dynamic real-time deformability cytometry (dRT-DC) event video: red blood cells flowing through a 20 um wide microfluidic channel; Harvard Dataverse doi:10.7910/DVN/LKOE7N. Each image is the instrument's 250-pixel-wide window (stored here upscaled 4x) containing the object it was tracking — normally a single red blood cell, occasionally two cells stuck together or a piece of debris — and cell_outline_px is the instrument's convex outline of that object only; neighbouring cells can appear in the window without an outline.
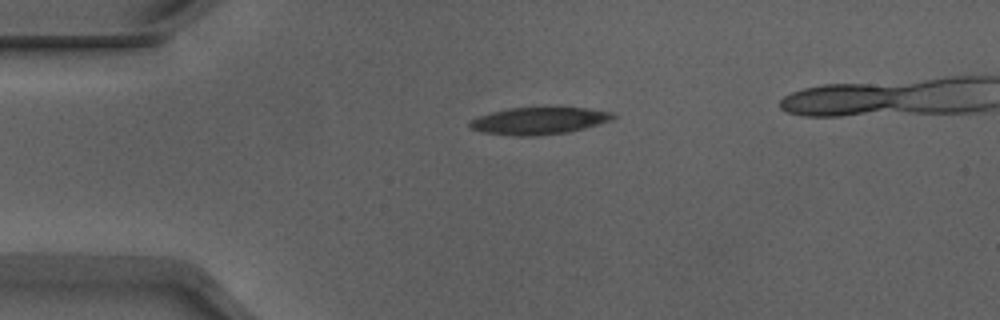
{"species": "Egyptian fruit bat (a non-hibernating species)", "species_latin": "Rousettus aegyptiacus", "temperature_condition": "warm", "stored_images_in_passage": 37, "camera_frame_rate_fps": 3000, "um_per_image_px": 0.085, "animal": {"sex": "male"}, "frame": {"image": 1, "passage_image": 1, "time_ms": 0.0, "image_size_px": [1000, 320], "cell_outline_px": [[616, 116], [612, 120], [584, 128], [568, 132], [536, 136], [516, 136], [484, 132], [468, 128], [468, 120], [476, 116], [508, 108], [588, 108], [612, 112]], "centroid_in_image_um": [45.76, 10.27], "position_along_channel_um": 39.2, "area_um2": 22.66}}
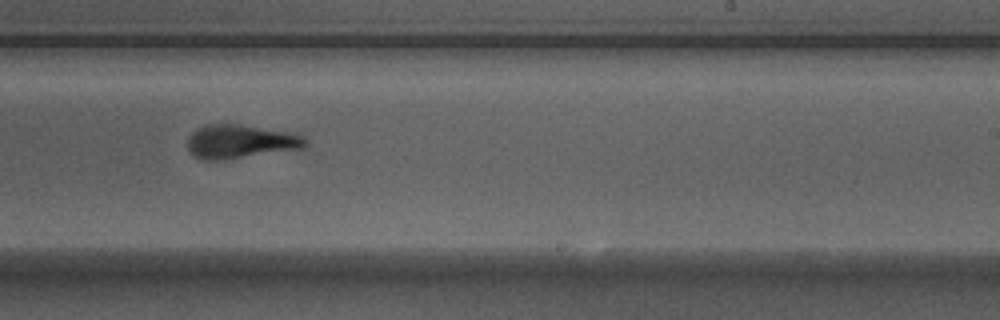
{"frame": {"image": 2, "passage_image": 21, "time_ms": 6.667, "image_size_px": [1000, 320], "cell_outline_px": [[308, 144], [304, 148], [216, 160], [204, 160], [196, 156], [188, 148], [188, 136], [196, 128], [208, 124], [236, 124], [284, 132], [304, 136], [308, 140]], "centroid_in_image_um": [20.41, 12.02], "position_along_channel_um": 268.6, "area_um2": 22.54}}
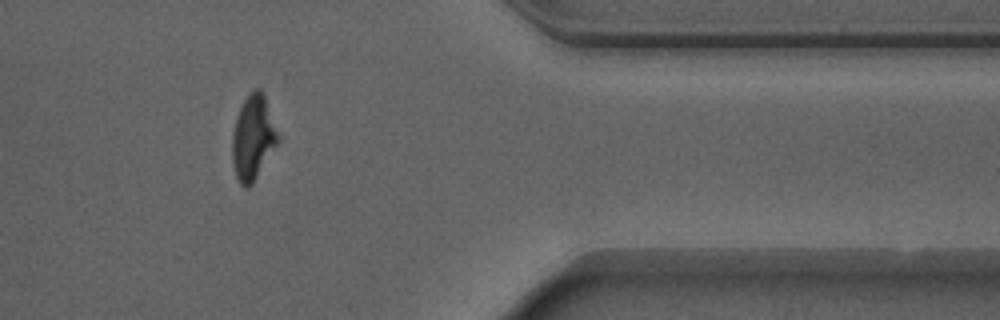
{"frame": {"image": 3, "passage_image": 32, "time_ms": 10.333, "image_size_px": [1000, 320], "cell_outline_px": [[280, 140], [252, 184], [248, 188], [244, 188], [240, 184], [236, 176], [232, 160], [232, 132], [236, 116], [248, 92], [252, 88], [260, 88], [264, 96], [280, 136]], "centroid_in_image_um": [21.5, 11.69], "position_along_channel_um": 389.9, "area_um2": 22.66}, "authors_computed_cell_mechanics": {"area_um2": 23.1778, "velocity_mm_per_s": 3.904, "shape_relaxation_time_tau1_ms": 3.6089, "shape_relaxation_time_tau2_ms": 1.9972, "deformation_change_tau1": 0.1563, "deformation_change_tau2": 0.1206}}